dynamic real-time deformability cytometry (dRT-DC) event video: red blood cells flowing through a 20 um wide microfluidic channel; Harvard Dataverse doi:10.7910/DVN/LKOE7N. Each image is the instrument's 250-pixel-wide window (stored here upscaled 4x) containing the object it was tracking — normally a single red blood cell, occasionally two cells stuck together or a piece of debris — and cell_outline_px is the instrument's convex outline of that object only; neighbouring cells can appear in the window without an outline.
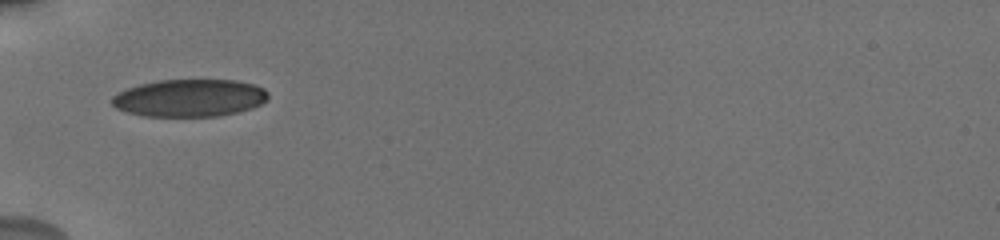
{"species": "human", "species_latin": "Homo sapiens", "temperature_condition": "cold", "stored_images_in_passage": 2, "camera_frame_rate_fps": 3000, "um_per_image_px": 0.085, "donor": {"sex": "male"}, "frame": {"image": 1, "passage_image": 1, "time_ms": 0.0, "image_size_px": [1000, 240], "cell_outline_px": [[268, 96], [260, 104], [252, 108], [220, 116], [144, 116], [128, 112], [116, 108], [112, 104], [112, 96], [128, 88], [140, 84], [160, 80], [236, 80], [256, 84], [264, 88], [268, 92]], "centroid_in_image_um": [16.13, 8.32], "position_along_channel_um": 68.9, "area_um2": 33.99}}